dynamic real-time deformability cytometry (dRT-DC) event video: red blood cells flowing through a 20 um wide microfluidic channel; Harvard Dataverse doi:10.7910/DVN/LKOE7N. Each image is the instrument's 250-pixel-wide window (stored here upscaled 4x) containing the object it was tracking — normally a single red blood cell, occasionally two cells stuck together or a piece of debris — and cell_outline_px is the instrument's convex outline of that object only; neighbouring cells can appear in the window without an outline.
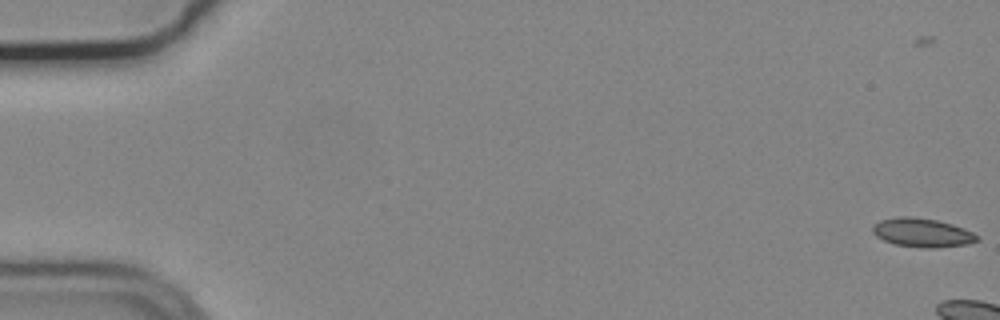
{"species": "common noctule bat (a hibernating species)", "species_latin": "Nyctalus noctula", "temperature_condition": "cold", "stored_images_in_passage": 10, "camera_frame_rate_fps": 3000, "um_per_image_px": 0.085, "animal": {"sex": "male", "body_mass_g": 19.2, "forearm_length_mm": 51.8}, "frame": {"image": 1, "passage_image": 3, "time_ms": 0.667, "image_size_px": [1000, 320], "cell_outline_px": [[980, 240], [968, 244], [936, 248], [920, 248], [892, 244], [876, 236], [872, 232], [872, 224], [880, 220], [900, 216], [912, 216], [936, 220], [952, 224], [964, 228], [980, 236]], "centroid_in_image_um": [78.39, 19.78], "position_along_channel_um": 6.6, "area_um2": 17.86}}